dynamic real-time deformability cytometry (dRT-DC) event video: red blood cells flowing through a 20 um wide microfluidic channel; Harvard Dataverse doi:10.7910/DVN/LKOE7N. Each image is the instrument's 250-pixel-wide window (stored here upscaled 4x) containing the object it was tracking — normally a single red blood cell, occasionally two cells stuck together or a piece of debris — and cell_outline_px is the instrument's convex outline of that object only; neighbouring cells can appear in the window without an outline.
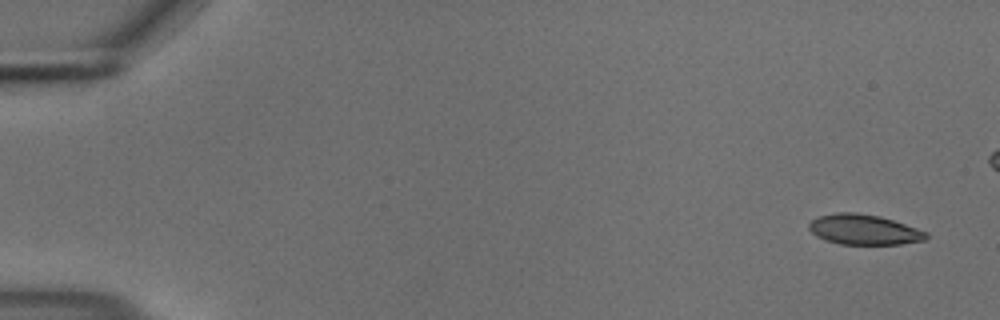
{"species": "common noctule bat (a hibernating species)", "species_latin": "Nyctalus noctula", "temperature_condition": "cold", "stored_images_in_passage": 49, "camera_frame_rate_fps": 3000, "um_per_image_px": 0.085, "animal": {"sex": "male", "body_mass_g": 18.8}, "frame": {"image": 1, "passage_image": 1, "time_ms": 0.0, "image_size_px": [1000, 320], "cell_outline_px": [[928, 236], [924, 240], [900, 244], [840, 244], [824, 240], [816, 236], [808, 228], [808, 224], [812, 220], [820, 216], [836, 212], [856, 212], [880, 216], [928, 232]], "centroid_in_image_um": [73.41, 19.51], "position_along_channel_um": 11.6, "area_um2": 20.58}}
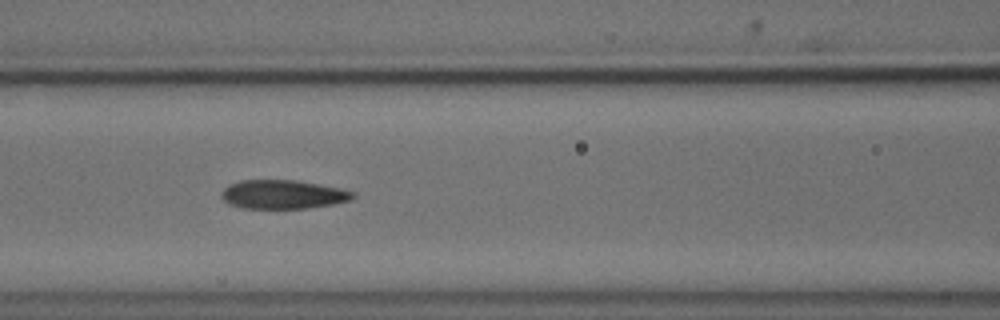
{"frame": {"image": 2, "passage_image": 23, "time_ms": 7.333, "image_size_px": [1000, 320], "cell_outline_px": [[356, 196], [352, 200], [332, 204], [308, 208], [240, 208], [228, 204], [220, 196], [220, 192], [228, 184], [240, 180], [296, 180], [340, 188], [352, 192]], "centroid_in_image_um": [24.0, 16.52], "position_along_channel_um": 142.6, "area_um2": 22.2}}
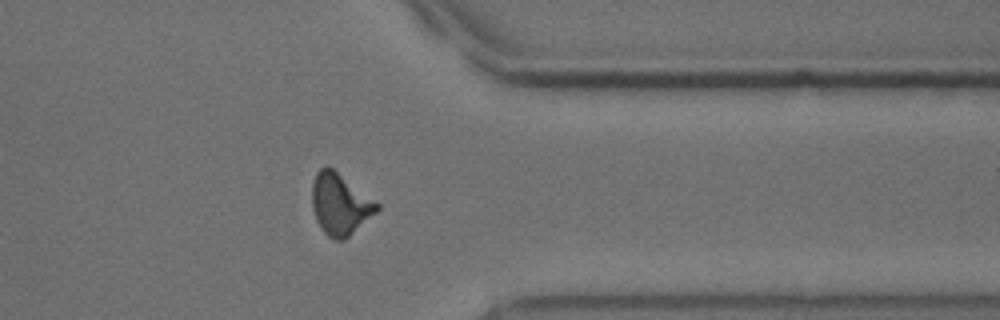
{"frame": {"image": 3, "passage_image": 43, "time_ms": 14.0, "image_size_px": [1000, 320], "cell_outline_px": [[380, 208], [376, 212], [344, 240], [336, 240], [328, 236], [320, 228], [316, 220], [312, 208], [312, 184], [316, 172], [324, 164], [328, 164], [380, 204]], "centroid_in_image_um": [28.87, 17.32], "position_along_channel_um": 382.5, "area_um2": 23.29}}